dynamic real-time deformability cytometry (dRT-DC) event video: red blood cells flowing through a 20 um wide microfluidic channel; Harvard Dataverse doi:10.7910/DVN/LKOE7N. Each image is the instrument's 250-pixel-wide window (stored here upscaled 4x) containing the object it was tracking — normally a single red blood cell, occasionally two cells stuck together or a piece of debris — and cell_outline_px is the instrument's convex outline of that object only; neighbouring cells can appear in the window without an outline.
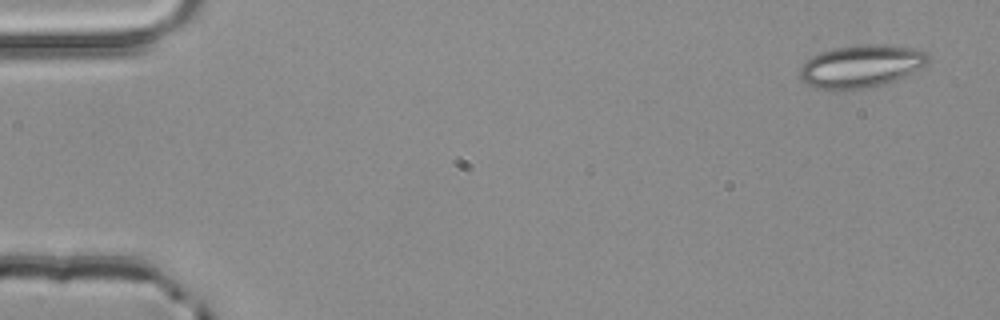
{"species": "common noctule bat (a hibernating species)", "species_latin": "Nyctalus noctula", "temperature_condition": "room temperature", "stored_images_in_passage": 4, "camera_frame_rate_fps": 3000, "um_per_image_px": 0.085, "animal": {"sex": "male", "body_mass_g": 20.4}, "frame": {"image": 1, "passage_image": 1, "time_ms": 0.0, "image_size_px": [1000, 320], "cell_outline_px": [[928, 60], [924, 64], [912, 72], [896, 80], [884, 84], [864, 88], [832, 92], [816, 88], [804, 84], [800, 76], [800, 68], [804, 60], [820, 52], [836, 48], [868, 44], [880, 44], [920, 48], [928, 52]], "centroid_in_image_um": [73.14, 5.65], "position_along_channel_um": 11.9, "area_um2": 32.25}}
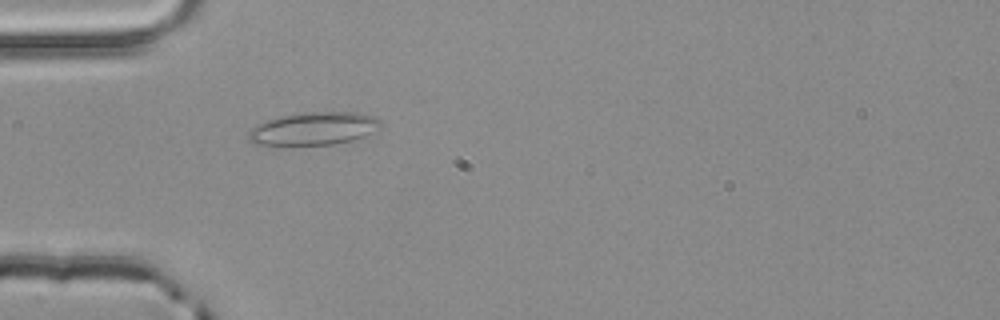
{"frame": {"image": 2, "passage_image": 4, "time_ms": 1.0, "image_size_px": [1000, 320], "cell_outline_px": [[380, 124], [372, 132], [364, 136], [352, 140], [332, 144], [256, 144], [248, 140], [248, 132], [256, 124], [268, 120], [284, 116], [304, 112], [360, 112], [376, 116], [380, 120]], "centroid_in_image_um": [26.69, 10.91], "position_along_channel_um": 58.3, "area_um2": 24.91}}